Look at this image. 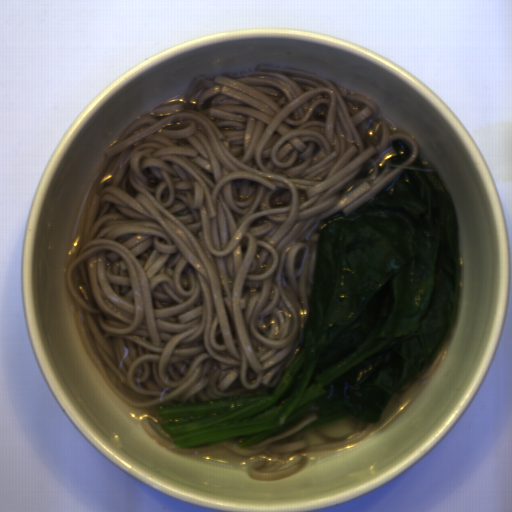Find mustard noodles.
<instances>
[{
  "instance_id": "1",
  "label": "mustard noodles",
  "mask_w": 512,
  "mask_h": 512,
  "mask_svg": "<svg viewBox=\"0 0 512 512\" xmlns=\"http://www.w3.org/2000/svg\"><path fill=\"white\" fill-rule=\"evenodd\" d=\"M379 115L372 97L319 74L258 65L196 76L106 150L65 278L88 359L157 417L142 420L153 440L279 479L305 465L300 454L372 431L349 417L301 432L310 414L247 449L245 439L180 447L160 425L166 406L277 385L311 323L322 222L404 169L433 172L410 167L414 138Z\"/></svg>"
}]
</instances>
